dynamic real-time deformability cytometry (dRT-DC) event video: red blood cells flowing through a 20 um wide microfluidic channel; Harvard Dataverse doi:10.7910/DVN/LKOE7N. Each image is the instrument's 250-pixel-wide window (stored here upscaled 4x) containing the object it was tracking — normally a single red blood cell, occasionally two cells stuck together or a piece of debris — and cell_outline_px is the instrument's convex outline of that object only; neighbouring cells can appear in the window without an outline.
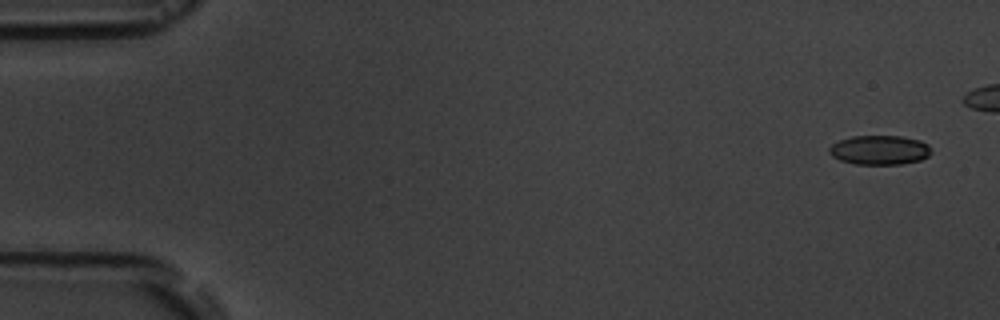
{"species": "common noctule bat (a hibernating species)", "species_latin": "Nyctalus noctula", "temperature_condition": "room temperature", "stored_images_in_passage": 6, "camera_frame_rate_fps": 3000, "um_per_image_px": 0.085, "animal": {"sex": "male", "body_mass_g": 19.5, "forearm_length_mm": 54.6}, "frame": {"image": 1, "passage_image": 1, "time_ms": 0.0, "image_size_px": [1000, 320], "cell_outline_px": [[932, 152], [928, 156], [920, 160], [900, 164], [856, 164], [840, 160], [832, 156], [828, 152], [828, 148], [832, 144], [840, 140], [852, 136], [900, 136], [920, 140], [928, 144]], "centroid_in_image_um": [74.76, 12.75], "position_along_channel_um": 10.2, "area_um2": 17.46}}
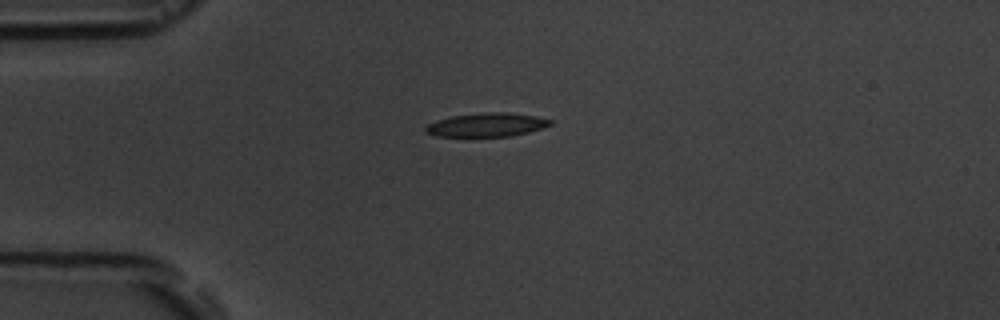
{"frame": {"image": 2, "passage_image": 6, "time_ms": 6.0, "image_size_px": [1000, 320], "cell_outline_px": [[552, 124], [528, 132], [512, 136], [436, 136], [424, 132], [424, 128], [428, 124], [452, 116], [484, 112], [508, 112], [536, 116], [552, 120]], "centroid_in_image_um": [41.37, 10.61], "position_along_channel_um": 43.6, "area_um2": 17.05}}